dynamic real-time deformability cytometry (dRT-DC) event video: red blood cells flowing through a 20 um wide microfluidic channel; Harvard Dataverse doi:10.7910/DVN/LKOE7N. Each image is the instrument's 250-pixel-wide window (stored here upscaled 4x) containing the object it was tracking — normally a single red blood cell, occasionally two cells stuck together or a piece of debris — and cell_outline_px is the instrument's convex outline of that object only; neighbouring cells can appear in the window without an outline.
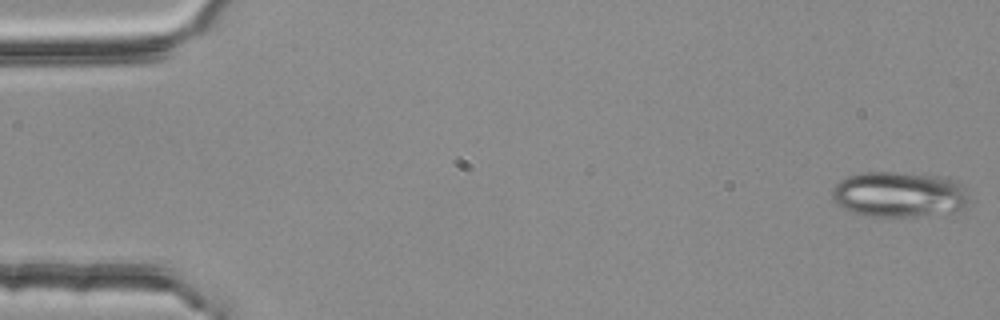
{"species": "common noctule bat (a hibernating species)", "species_latin": "Nyctalus noctula", "temperature_condition": "room temperature", "stored_images_in_passage": 4, "camera_frame_rate_fps": 3000, "um_per_image_px": 0.085, "animal": {"sex": "female", "body_mass_g": 25.1}, "frame": {"image": 1, "passage_image": 1, "time_ms": 0.0, "image_size_px": [1000, 320], "cell_outline_px": [[968, 204], [964, 208], [956, 212], [916, 216], [864, 216], [852, 212], [836, 204], [832, 200], [832, 188], [840, 180], [848, 176], [860, 172], [896, 172], [940, 176], [952, 180], [960, 184], [968, 192]], "centroid_in_image_um": [76.41, 16.53], "position_along_channel_um": 8.6, "area_um2": 36.65}}